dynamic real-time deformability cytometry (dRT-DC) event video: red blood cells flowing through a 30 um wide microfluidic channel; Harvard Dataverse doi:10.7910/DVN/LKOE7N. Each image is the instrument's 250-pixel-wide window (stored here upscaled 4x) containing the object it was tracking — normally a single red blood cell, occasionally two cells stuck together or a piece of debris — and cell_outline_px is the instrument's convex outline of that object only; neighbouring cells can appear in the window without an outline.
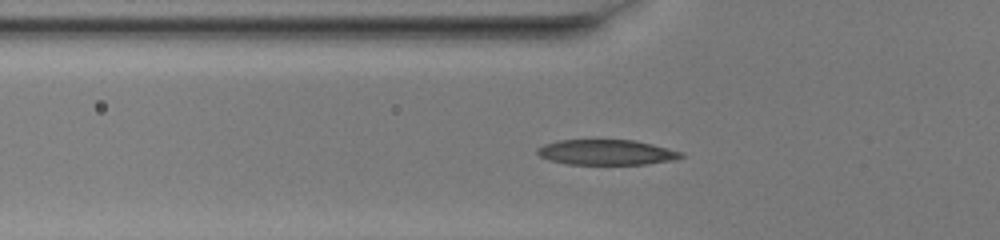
{"species": "common noctule bat (a hibernating species)", "species_latin": "Nyctalus noctula", "temperature_condition": "warm", "stored_images_in_passage": 47, "segment_of_instrument_passage": [1, 2], "camera_frame_rate_fps": 3000, "um_per_image_px": 0.085, "animal": {"sex": "female", "body_mass_g": 20.0, "forearm_length_mm": 54.0}, "frame": {"image": 1, "passage_image": 13, "time_ms": 4.0, "image_size_px": [1000, 240], "cell_outline_px": [[684, 156], [676, 160], [644, 164], [568, 164], [548, 160], [540, 156], [536, 152], [536, 148], [544, 144], [556, 140], [636, 140], [684, 152]], "centroid_in_image_um": [51.55, 12.94], "position_along_channel_um": 74.3, "area_um2": 21.33}}
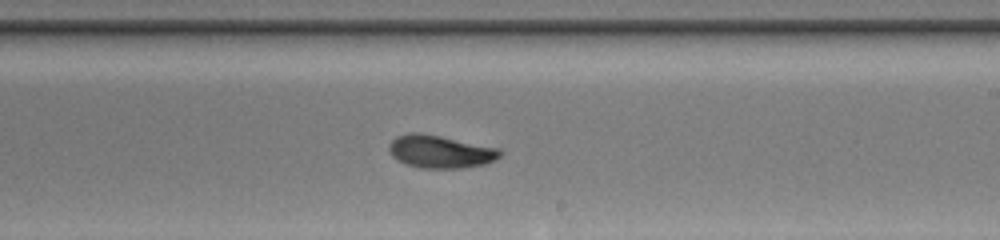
{"frame": {"image": 2, "passage_image": 26, "time_ms": 8.333, "image_size_px": [1000, 240], "cell_outline_px": [[504, 152], [496, 160], [484, 164], [460, 168], [420, 168], [396, 160], [392, 156], [388, 148], [388, 144], [396, 136], [408, 132], [420, 132], [500, 148]], "centroid_in_image_um": [37.42, 12.88], "position_along_channel_um": 251.6, "area_um2": 21.39}}
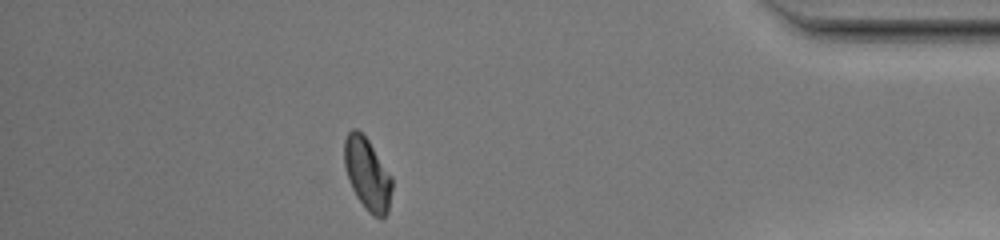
{"frame": {"image": 3, "passage_image": 40, "time_ms": 13.0, "image_size_px": [1000, 240], "cell_outline_px": [[392, 188], [388, 212], [380, 220], [372, 216], [364, 208], [356, 196], [352, 188], [344, 168], [344, 140], [348, 132], [352, 128], [356, 128], [368, 140], [392, 176]], "centroid_in_image_um": [31.22, 14.82], "position_along_channel_um": 404.0, "area_um2": 20.23}}